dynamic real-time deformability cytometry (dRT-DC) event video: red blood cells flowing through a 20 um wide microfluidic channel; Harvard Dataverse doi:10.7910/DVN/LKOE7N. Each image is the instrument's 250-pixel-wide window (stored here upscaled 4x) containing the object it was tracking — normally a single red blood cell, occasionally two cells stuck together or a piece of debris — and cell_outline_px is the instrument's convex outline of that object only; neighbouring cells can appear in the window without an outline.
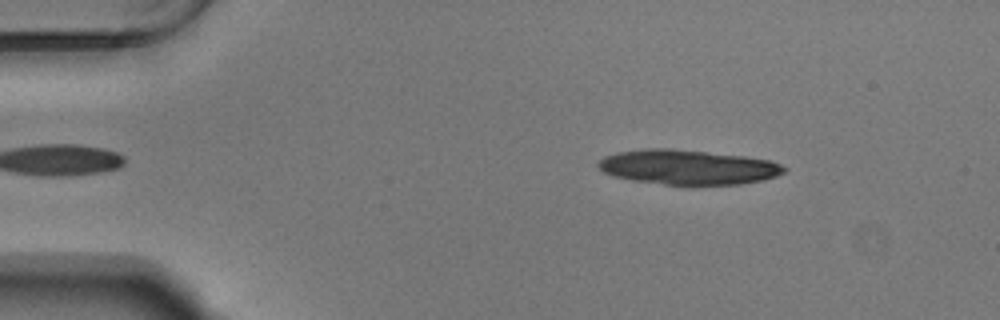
{"species": "Egyptian fruit bat (a non-hibernating species)", "species_latin": "Rousettus aegyptiacus", "temperature_condition": "warm", "stored_images_in_passage": 51, "camera_frame_rate_fps": 3000, "um_per_image_px": 0.085, "animal": {"sex": "male"}, "frame": {"image": 1, "passage_image": 5, "time_ms": 1.333, "image_size_px": [1000, 320], "cell_outline_px": [[788, 168], [784, 172], [776, 176], [764, 180], [740, 184], [664, 184], [632, 180], [612, 176], [604, 172], [596, 164], [604, 156], [616, 152], [644, 148], [668, 148], [744, 156], [772, 160]], "centroid_in_image_um": [58.46, 14.2], "position_along_channel_um": 26.5, "area_um2": 37.57}}
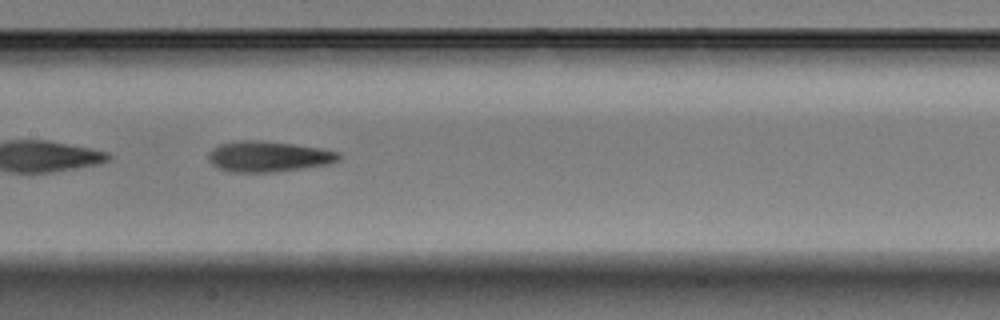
{"frame": {"image": 2, "passage_image": 24, "time_ms": 7.667, "image_size_px": [1000, 320], "cell_outline_px": [[340, 160], [328, 164], [304, 168], [272, 172], [228, 172], [216, 168], [208, 160], [208, 152], [212, 148], [220, 144], [236, 140], [264, 140], [296, 144], [320, 148], [340, 152]], "centroid_in_image_um": [22.78, 13.29], "position_along_channel_um": 184.6, "area_um2": 23.7}}
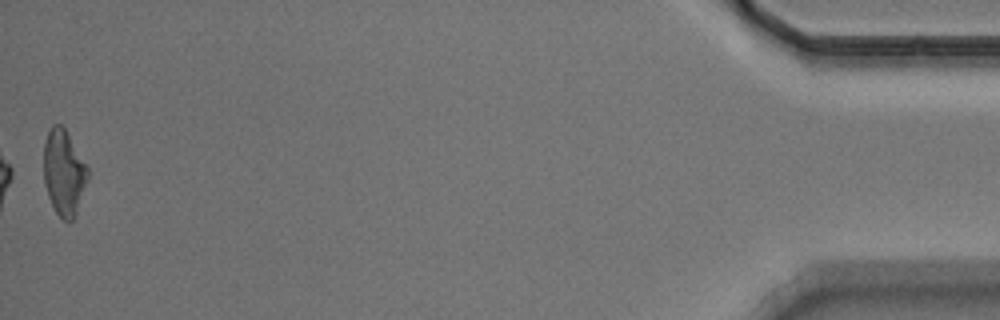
{"frame": {"image": 3, "passage_image": 51, "time_ms": 16.667, "image_size_px": [1000, 320], "cell_outline_px": [[88, 180], [76, 212], [72, 220], [64, 220], [56, 212], [48, 196], [44, 184], [44, 144], [48, 132], [52, 124], [60, 124], [64, 128], [88, 168]], "centroid_in_image_um": [5.41, 14.66], "position_along_channel_um": 429.8, "area_um2": 21.56}, "authors_computed_cell_mechanics": {"area_um2": 23.3512, "velocity_mm_per_s": 3.7391, "shape_relaxation_time_tau1_ms": 5.0932, "shape_relaxation_time_tau2_ms": 4.0456, "deformation_change_tau1": 0.1649, "deformation_change_tau2": 0.1528}}